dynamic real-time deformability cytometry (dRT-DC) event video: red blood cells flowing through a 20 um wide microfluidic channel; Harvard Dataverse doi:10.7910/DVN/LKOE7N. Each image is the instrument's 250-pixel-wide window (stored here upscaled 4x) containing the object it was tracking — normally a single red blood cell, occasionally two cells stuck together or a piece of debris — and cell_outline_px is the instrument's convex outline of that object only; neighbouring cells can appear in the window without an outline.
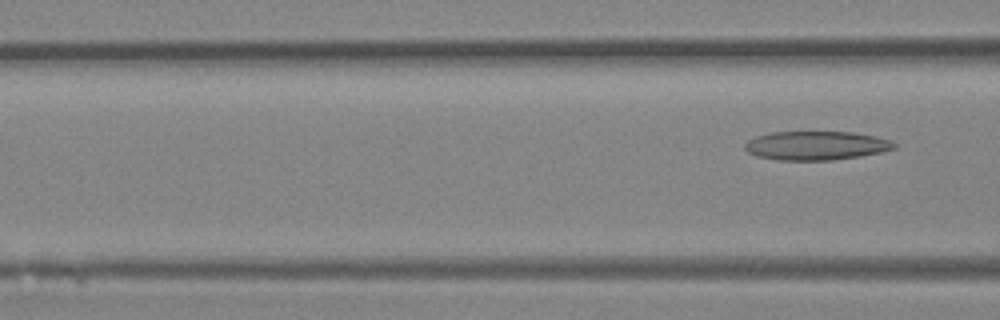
{"species": "Egyptian fruit bat (a non-hibernating species)", "species_latin": "Rousettus aegyptiacus", "temperature_condition": "room temperature", "stored_images_in_passage": 3, "camera_frame_rate_fps": 3000, "um_per_image_px": 0.085, "animal": {"sex": "female"}, "frame": {"image": 1, "passage_image": 3, "time_ms": 0.667, "image_size_px": [1000, 320], "cell_outline_px": [[896, 148], [880, 152], [860, 156], [832, 160], [776, 160], [756, 156], [748, 152], [744, 148], [744, 144], [748, 140], [756, 136], [772, 132], [852, 132], [876, 136], [888, 140], [896, 144]], "centroid_in_image_um": [69.34, 12.37], "position_along_channel_um": 97.3, "area_um2": 25.09}}